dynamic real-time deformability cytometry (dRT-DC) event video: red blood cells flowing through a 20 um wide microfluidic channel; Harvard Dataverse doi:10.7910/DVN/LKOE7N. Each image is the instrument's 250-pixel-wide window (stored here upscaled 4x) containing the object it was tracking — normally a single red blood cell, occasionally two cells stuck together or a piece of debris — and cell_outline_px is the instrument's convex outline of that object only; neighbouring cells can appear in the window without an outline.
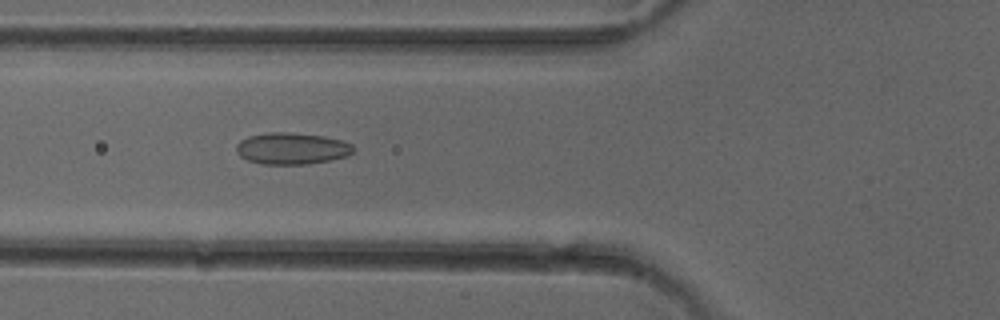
{"species": "common noctule bat (a hibernating species)", "species_latin": "Nyctalus noctula", "temperature_condition": "cold", "stored_images_in_passage": 42, "camera_frame_rate_fps": 3000, "um_per_image_px": 0.085, "animal": {"sex": "female"}, "frame": {"image": 1, "passage_image": 10, "time_ms": 3.0, "image_size_px": [1000, 320], "cell_outline_px": [[356, 148], [348, 156], [308, 164], [264, 164], [248, 160], [240, 156], [236, 152], [236, 144], [240, 140], [248, 136], [268, 132], [292, 132], [324, 136], [340, 140], [352, 144]], "centroid_in_image_um": [24.8, 12.61], "position_along_channel_um": 101.0, "area_um2": 21.68}}
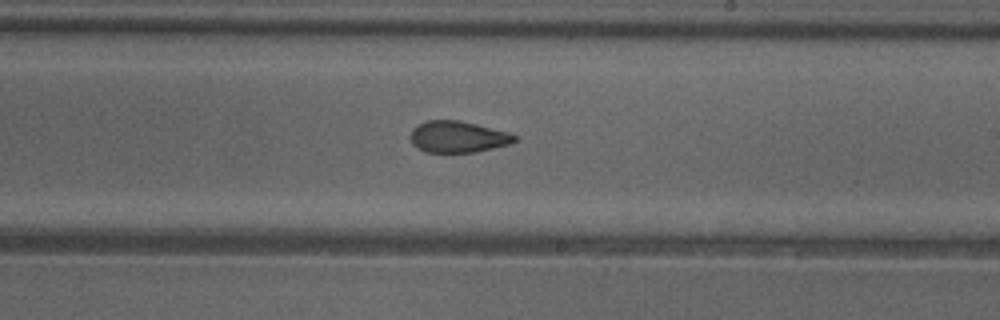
{"frame": {"image": 2, "passage_image": 21, "time_ms": 6.667, "image_size_px": [1000, 320], "cell_outline_px": [[516, 140], [508, 144], [476, 152], [424, 152], [416, 148], [412, 144], [412, 128], [424, 120], [456, 120], [476, 124], [508, 132], [516, 136]], "centroid_in_image_um": [38.88, 11.63], "position_along_channel_um": 250.1, "area_um2": 18.96}}
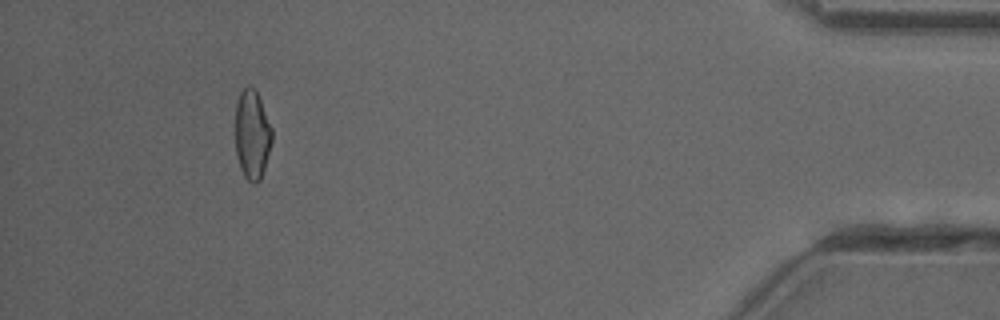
{"frame": {"image": 3, "passage_image": 38, "time_ms": 12.333, "image_size_px": [1000, 320], "cell_outline_px": [[272, 140], [264, 168], [260, 180], [256, 184], [252, 184], [244, 176], [240, 168], [236, 152], [236, 104], [240, 92], [248, 84], [252, 84], [256, 88], [272, 128]], "centroid_in_image_um": [21.43, 11.4], "position_along_channel_um": 413.8, "area_um2": 19.19}, "authors_computed_cell_mechanics": {"area_um2": 19.8832, "velocity_mm_per_s": 4.0504, "shape_relaxation_time_tau1_ms": 5.9118, "shape_relaxation_time_tau2_ms": 1.4715, "deformation_change_tau1": 0.1258, "deformation_change_tau2": 0.0858}}